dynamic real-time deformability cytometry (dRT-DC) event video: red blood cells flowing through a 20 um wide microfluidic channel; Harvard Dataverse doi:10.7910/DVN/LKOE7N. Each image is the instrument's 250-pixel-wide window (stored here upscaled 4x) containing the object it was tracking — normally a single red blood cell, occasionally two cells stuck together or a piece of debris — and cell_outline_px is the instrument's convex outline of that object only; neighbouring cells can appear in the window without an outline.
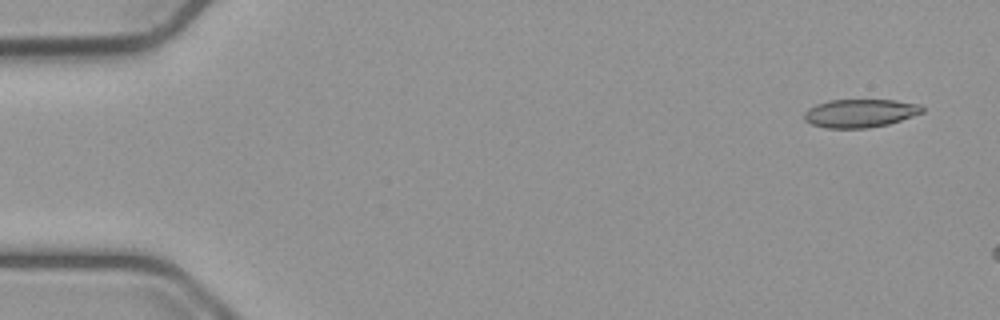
{"species": "common noctule bat (a hibernating species)", "species_latin": "Nyctalus noctula", "temperature_condition": "cold", "stored_images_in_passage": 7, "camera_frame_rate_fps": 3000, "um_per_image_px": 0.085, "animal": {"sex": "male", "body_mass_g": 23.1, "forearm_length_mm": 52.7}, "frame": {"image": 1, "passage_image": 1, "time_ms": 0.0, "image_size_px": [1000, 320], "cell_outline_px": [[924, 112], [888, 124], [868, 128], [828, 128], [812, 124], [804, 120], [804, 112], [808, 108], [816, 104], [828, 100], [896, 100], [920, 104], [924, 108]], "centroid_in_image_um": [73.1, 9.61], "position_along_channel_um": 11.9, "area_um2": 19.48}}